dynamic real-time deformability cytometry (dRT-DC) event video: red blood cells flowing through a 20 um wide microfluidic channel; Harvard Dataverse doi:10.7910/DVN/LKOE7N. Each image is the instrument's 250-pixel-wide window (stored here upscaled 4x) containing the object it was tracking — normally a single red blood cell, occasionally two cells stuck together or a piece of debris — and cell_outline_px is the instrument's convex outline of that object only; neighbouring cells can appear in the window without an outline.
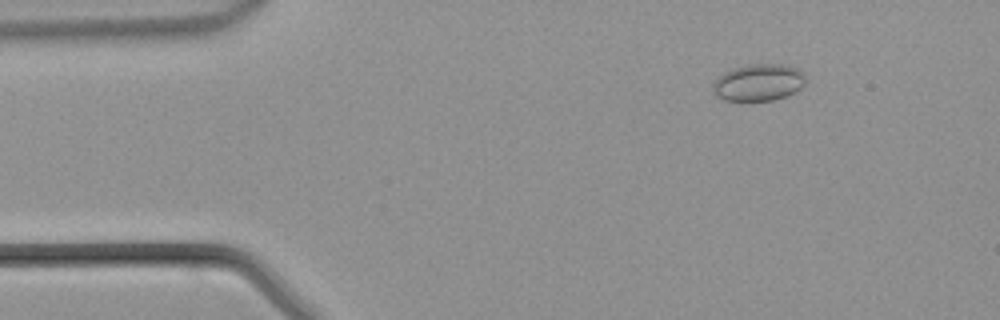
{"species": "common noctule bat (a hibernating species)", "species_latin": "Nyctalus noctula", "temperature_condition": "warm", "stored_images_in_passage": 42, "camera_frame_rate_fps": 3000, "um_per_image_px": 0.085, "animal": {"sex": "male", "body_mass_g": 21.5, "forearm_length_mm": 52.0}, "frame": {"image": 1, "passage_image": 6, "time_ms": 1.667, "image_size_px": [1000, 320], "cell_outline_px": [[804, 84], [800, 88], [784, 96], [772, 100], [724, 100], [716, 96], [712, 92], [712, 84], [724, 72], [748, 64], [792, 64], [804, 72]], "centroid_in_image_um": [64.48, 6.99], "position_along_channel_um": 20.5, "area_um2": 19.88}}
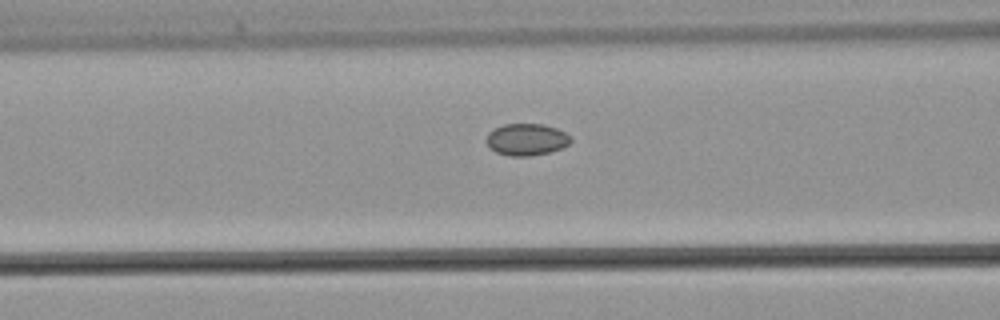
{"frame": {"image": 2, "passage_image": 17, "time_ms": 5.333, "image_size_px": [1000, 320], "cell_outline_px": [[572, 140], [564, 148], [532, 156], [508, 156], [496, 152], [488, 148], [484, 140], [488, 132], [504, 124], [544, 124], [556, 128], [572, 136]], "centroid_in_image_um": [44.73, 11.86], "position_along_channel_um": 121.9, "area_um2": 15.95}}
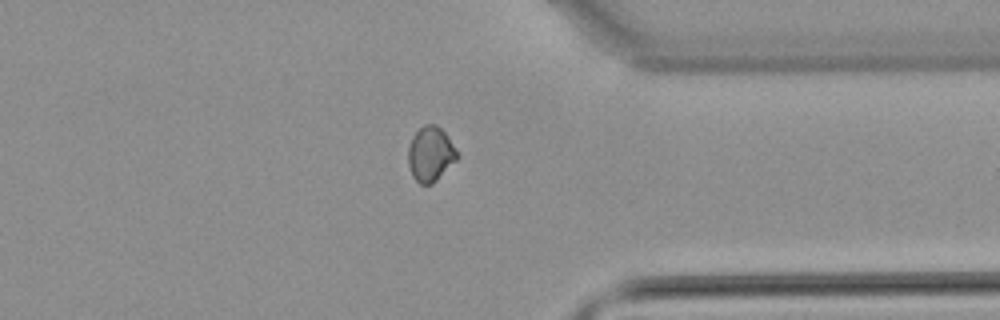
{"frame": {"image": 3, "passage_image": 34, "time_ms": 11.0, "image_size_px": [1000, 320], "cell_outline_px": [[460, 156], [432, 184], [420, 184], [412, 176], [408, 164], [408, 148], [412, 136], [424, 124], [436, 124], [448, 136]], "centroid_in_image_um": [36.58, 13.08], "position_along_channel_um": 374.8, "area_um2": 15.61}}